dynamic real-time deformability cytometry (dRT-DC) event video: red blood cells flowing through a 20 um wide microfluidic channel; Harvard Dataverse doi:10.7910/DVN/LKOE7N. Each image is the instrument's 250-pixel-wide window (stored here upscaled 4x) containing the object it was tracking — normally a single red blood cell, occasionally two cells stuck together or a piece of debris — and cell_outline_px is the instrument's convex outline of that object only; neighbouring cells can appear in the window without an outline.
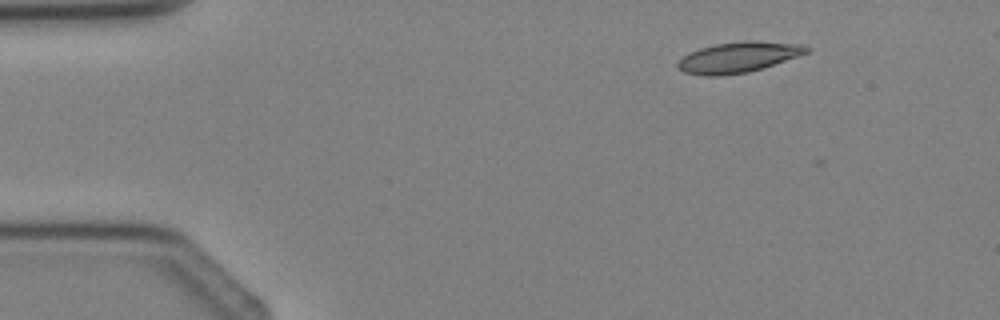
{"species": "Egyptian fruit bat (a non-hibernating species)", "species_latin": "Rousettus aegyptiacus", "temperature_condition": "cold", "stored_images_in_passage": 3, "camera_frame_rate_fps": 3000, "um_per_image_px": 0.085, "animal": {"sex": "female"}, "frame": {"image": 1, "passage_image": 2, "time_ms": 1.0, "image_size_px": [1000, 320], "cell_outline_px": [[812, 48], [808, 52], [800, 56], [764, 68], [748, 72], [716, 76], [704, 76], [684, 72], [676, 64], [684, 56], [700, 48], [716, 44], [744, 40], [752, 40], [804, 44]], "centroid_in_image_um": [62.84, 4.86], "position_along_channel_um": 22.2, "area_um2": 23.06}}